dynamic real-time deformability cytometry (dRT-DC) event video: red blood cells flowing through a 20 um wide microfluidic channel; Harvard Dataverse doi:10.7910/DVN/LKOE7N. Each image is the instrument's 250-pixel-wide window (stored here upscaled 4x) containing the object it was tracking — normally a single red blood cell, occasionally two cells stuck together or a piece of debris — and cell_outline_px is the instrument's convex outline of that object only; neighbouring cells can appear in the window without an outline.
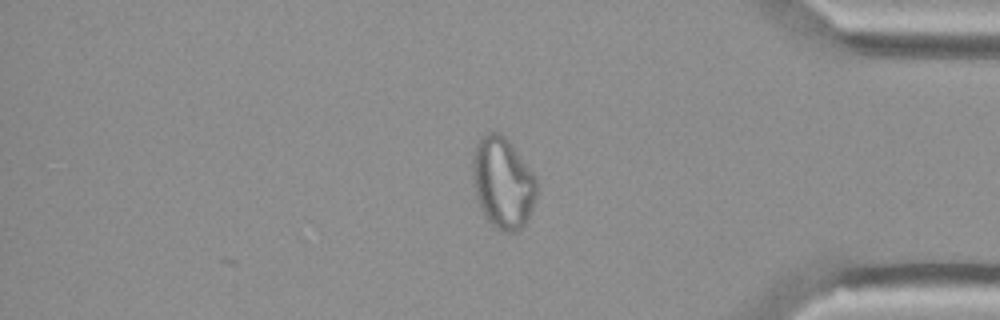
{"species": "Egyptian fruit bat (a non-hibernating species)", "species_latin": "Rousettus aegyptiacus", "temperature_condition": "cold", "stored_images_in_passage": 43, "camera_frame_rate_fps": 3000, "um_per_image_px": 0.085, "animal": {"sex": "female"}, "frame": {"image": 1, "passage_image": 43, "time_ms": 14.0, "image_size_px": [1000, 320], "cell_outline_px": [[536, 196], [528, 220], [516, 232], [504, 232], [496, 228], [488, 220], [480, 208], [476, 196], [472, 176], [472, 156], [476, 144], [480, 136], [484, 132], [500, 132], [508, 140], [536, 176]], "centroid_in_image_um": [42.72, 15.52], "position_along_channel_um": 392.5, "area_um2": 34.22}}